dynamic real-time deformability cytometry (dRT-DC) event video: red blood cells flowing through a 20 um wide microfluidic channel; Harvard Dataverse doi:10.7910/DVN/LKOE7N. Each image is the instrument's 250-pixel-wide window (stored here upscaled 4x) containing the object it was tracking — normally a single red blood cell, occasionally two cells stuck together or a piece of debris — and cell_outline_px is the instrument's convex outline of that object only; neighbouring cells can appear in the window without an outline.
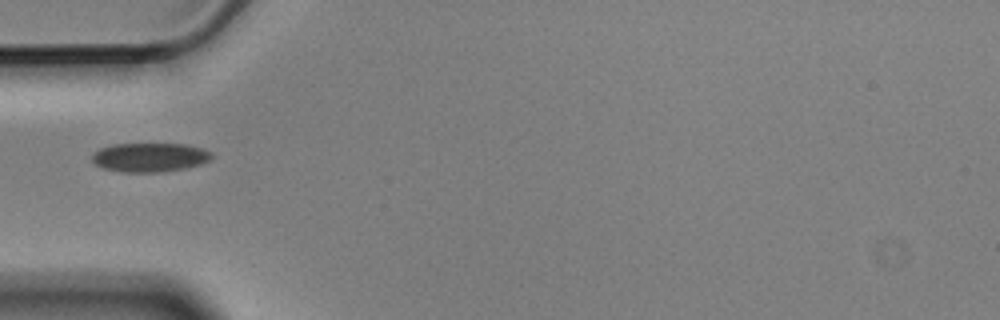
{"species": "Egyptian fruit bat (a non-hibernating species)", "species_latin": "Rousettus aegyptiacus", "temperature_condition": "cold", "stored_images_in_passage": 1, "camera_frame_rate_fps": 3000, "um_per_image_px": 0.085, "animal": {"sex": "male"}, "frame": {"image": 1, "passage_image": 1, "time_ms": 0.0, "image_size_px": [1000, 320], "cell_outline_px": [[212, 156], [208, 160], [200, 164], [184, 168], [160, 172], [124, 172], [104, 168], [96, 164], [92, 160], [92, 152], [100, 148], [112, 144], [184, 144], [204, 148], [212, 152]], "centroid_in_image_um": [12.72, 13.36], "position_along_channel_um": 72.3, "area_um2": 20.17}}